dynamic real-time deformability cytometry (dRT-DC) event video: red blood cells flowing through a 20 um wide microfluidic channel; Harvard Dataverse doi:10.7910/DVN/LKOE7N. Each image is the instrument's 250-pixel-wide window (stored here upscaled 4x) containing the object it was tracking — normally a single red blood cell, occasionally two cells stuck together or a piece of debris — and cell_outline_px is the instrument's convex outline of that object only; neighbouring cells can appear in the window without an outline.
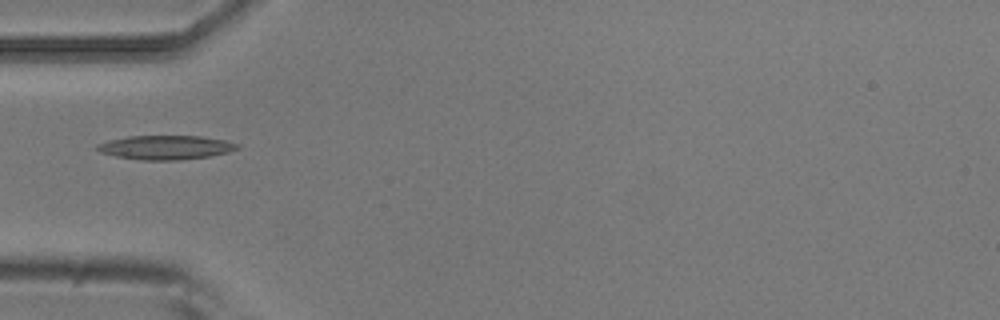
{"species": "common noctule bat (a hibernating species)", "species_latin": "Nyctalus noctula", "temperature_condition": "room temperature", "stored_images_in_passage": 5, "camera_frame_rate_fps": 3000, "um_per_image_px": 0.085, "animal": {"sex": "male", "body_mass_g": 20.5, "forearm_length_mm": 52.5}, "frame": {"image": 1, "passage_image": 2, "time_ms": 0.333, "image_size_px": [1000, 320], "cell_outline_px": [[240, 148], [228, 152], [208, 156], [180, 160], [144, 160], [116, 156], [100, 152], [96, 148], [96, 144], [108, 140], [128, 136], [204, 136], [224, 140], [240, 144]], "centroid_in_image_um": [14.09, 12.52], "position_along_channel_um": 70.9, "area_um2": 19.65}}
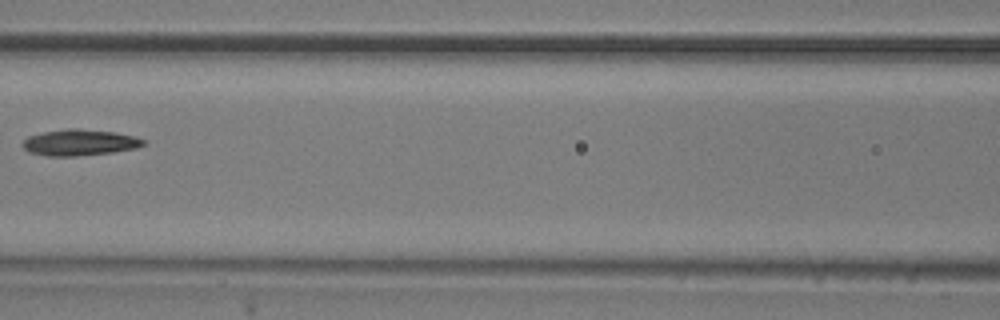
{"frame": {"image": 2, "passage_image": 4, "time_ms": 1.0, "image_size_px": [1000, 320], "cell_outline_px": [[148, 144], [136, 148], [112, 152], [76, 156], [48, 156], [28, 152], [20, 144], [28, 136], [44, 132], [68, 128], [76, 128], [116, 132], [136, 136], [144, 140]], "centroid_in_image_um": [6.78, 12.11], "position_along_channel_um": 159.8, "area_um2": 18.55}}
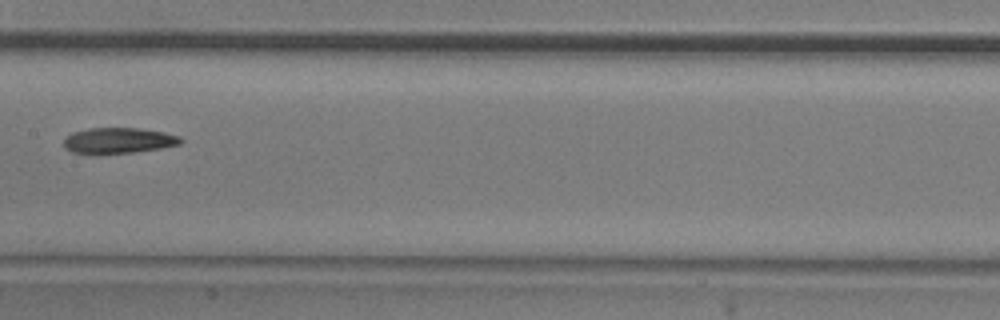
{"frame": {"image": 3, "passage_image": 5, "time_ms": 1.333, "image_size_px": [1000, 320], "cell_outline_px": [[184, 140], [180, 144], [160, 148], [132, 152], [100, 156], [96, 156], [72, 152], [64, 148], [64, 140], [72, 132], [88, 128], [140, 128], [164, 132], [180, 136]], "centroid_in_image_um": [10.03, 11.97], "position_along_channel_um": 197.4, "area_um2": 18.03}}